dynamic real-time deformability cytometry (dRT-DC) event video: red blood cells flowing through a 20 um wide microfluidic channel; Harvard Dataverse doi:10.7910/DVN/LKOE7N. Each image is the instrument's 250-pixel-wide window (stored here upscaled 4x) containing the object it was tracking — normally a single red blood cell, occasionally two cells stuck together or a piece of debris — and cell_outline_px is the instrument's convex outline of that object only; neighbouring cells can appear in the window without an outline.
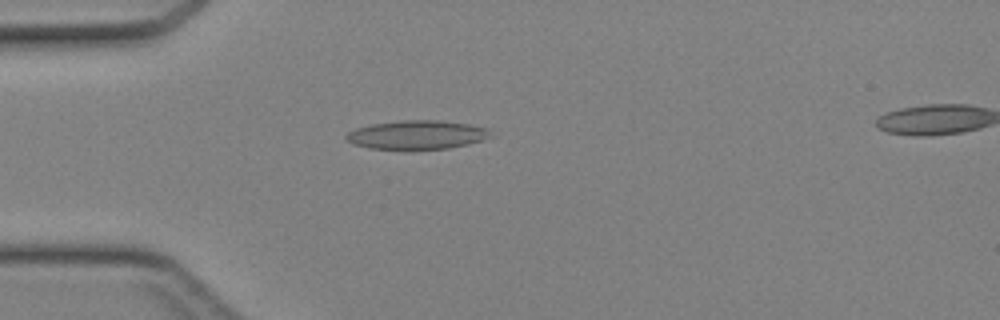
{"species": "Egyptian fruit bat (a non-hibernating species)", "species_latin": "Rousettus aegyptiacus", "temperature_condition": "cold", "stored_images_in_passage": 43, "camera_frame_rate_fps": 3000, "um_per_image_px": 0.085, "animal": {"sex": "female"}, "frame": {"image": 1, "passage_image": 11, "time_ms": 3.333, "image_size_px": [1000, 320], "cell_outline_px": [[488, 136], [480, 140], [468, 144], [448, 148], [404, 152], [368, 148], [352, 144], [344, 140], [344, 136], [348, 132], [356, 128], [372, 124], [400, 120], [440, 120], [468, 124], [488, 128]], "centroid_in_image_um": [35.32, 11.5], "position_along_channel_um": 49.7, "area_um2": 24.97}}
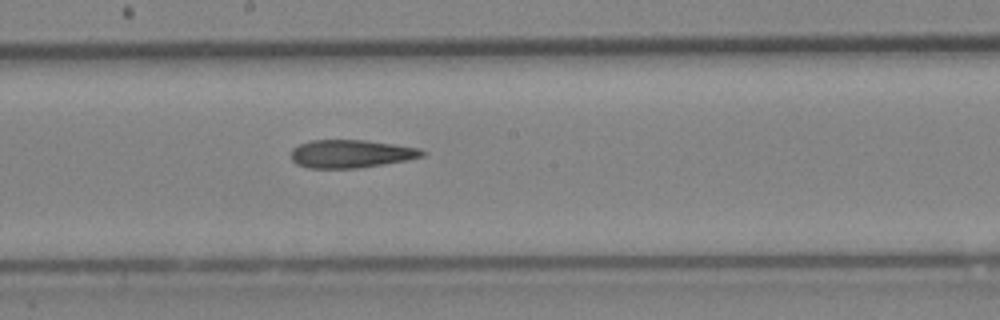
{"frame": {"image": 2, "passage_image": 23, "time_ms": 7.333, "image_size_px": [1000, 320], "cell_outline_px": [[428, 152], [424, 156], [408, 160], [360, 168], [308, 168], [296, 164], [292, 160], [292, 148], [300, 144], [312, 140], [364, 140], [420, 148]], "centroid_in_image_um": [29.86, 13.08], "position_along_channel_um": 218.3, "area_um2": 21.5}}
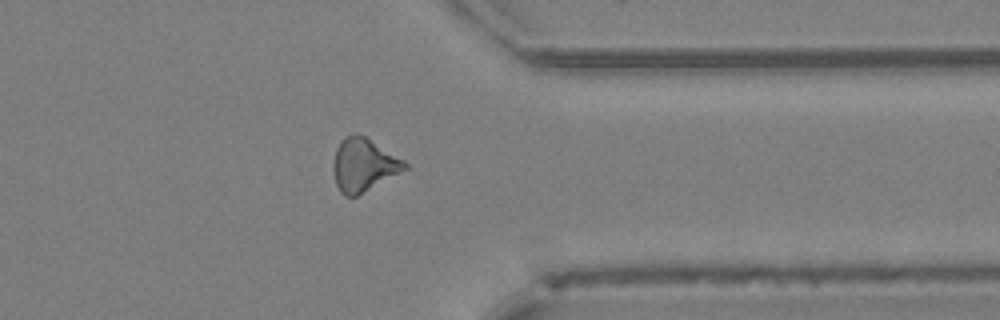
{"frame": {"image": 3, "passage_image": 34, "time_ms": 11.0, "image_size_px": [1000, 320], "cell_outline_px": [[408, 168], [356, 196], [344, 196], [340, 192], [336, 184], [332, 168], [332, 164], [336, 148], [340, 140], [344, 136], [352, 132], [356, 132], [364, 136], [404, 160], [408, 164]], "centroid_in_image_um": [30.86, 13.99], "position_along_channel_um": 380.5, "area_um2": 22.08}}